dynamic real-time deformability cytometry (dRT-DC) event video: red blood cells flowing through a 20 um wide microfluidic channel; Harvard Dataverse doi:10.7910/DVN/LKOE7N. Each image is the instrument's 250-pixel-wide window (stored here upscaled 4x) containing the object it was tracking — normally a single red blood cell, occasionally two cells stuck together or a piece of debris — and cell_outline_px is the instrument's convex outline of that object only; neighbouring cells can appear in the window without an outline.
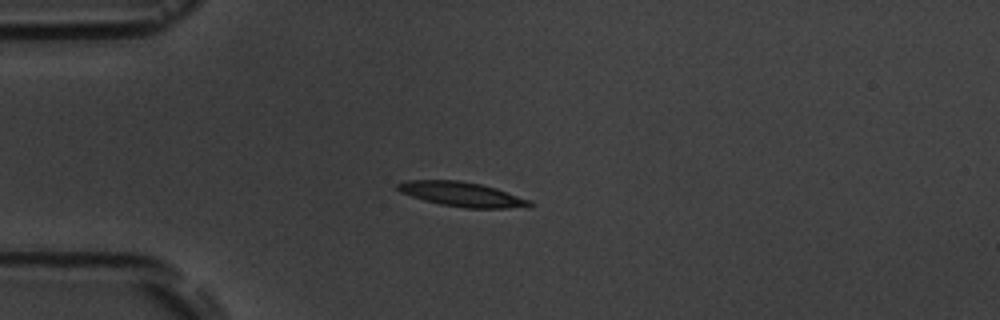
{"species": "common noctule bat (a hibernating species)", "species_latin": "Nyctalus noctula", "temperature_condition": "room temperature", "stored_images_in_passage": 7, "camera_frame_rate_fps": 3000, "um_per_image_px": 0.085, "animal": {"sex": "male", "body_mass_g": 19.5, "forearm_length_mm": 54.6}, "frame": {"image": 1, "passage_image": 4, "time_ms": 3.667, "image_size_px": [1000, 320], "cell_outline_px": [[532, 204], [528, 208], [464, 208], [440, 204], [424, 200], [400, 192], [396, 188], [396, 184], [404, 180], [460, 180], [480, 184], [496, 188], [532, 200]], "centroid_in_image_um": [39.29, 16.51], "position_along_channel_um": 45.7, "area_um2": 19.07}}
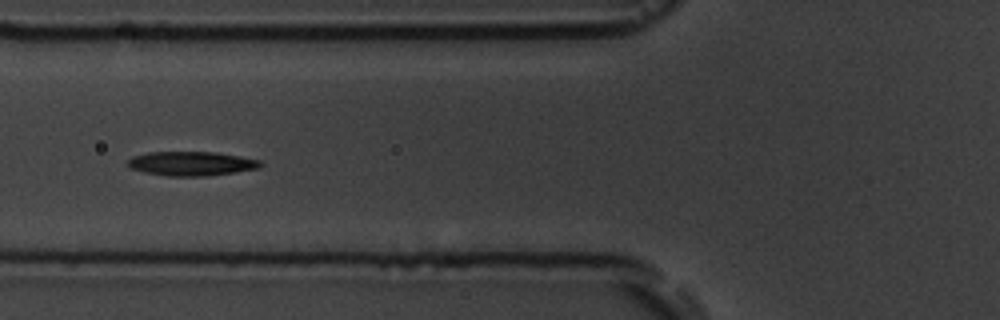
{"frame": {"image": 2, "passage_image": 6, "time_ms": 6.0, "image_size_px": [1000, 320], "cell_outline_px": [[264, 164], [260, 168], [236, 172], [208, 176], [168, 176], [144, 172], [132, 168], [128, 164], [128, 160], [132, 156], [148, 152], [216, 152], [240, 156], [260, 160]], "centroid_in_image_um": [16.31, 13.9], "position_along_channel_um": 109.5, "area_um2": 18.79}}
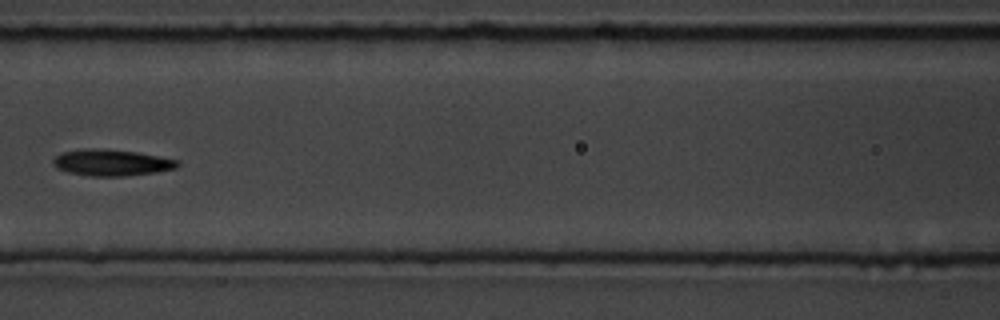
{"frame": {"image": 3, "passage_image": 7, "time_ms": 7.333, "image_size_px": [1000, 320], "cell_outline_px": [[180, 164], [176, 168], [156, 172], [124, 176], [88, 176], [68, 172], [56, 168], [52, 164], [52, 160], [60, 152], [88, 148], [96, 148], [136, 152], [180, 160]], "centroid_in_image_um": [9.46, 13.82], "position_along_channel_um": 157.1, "area_um2": 19.19}}